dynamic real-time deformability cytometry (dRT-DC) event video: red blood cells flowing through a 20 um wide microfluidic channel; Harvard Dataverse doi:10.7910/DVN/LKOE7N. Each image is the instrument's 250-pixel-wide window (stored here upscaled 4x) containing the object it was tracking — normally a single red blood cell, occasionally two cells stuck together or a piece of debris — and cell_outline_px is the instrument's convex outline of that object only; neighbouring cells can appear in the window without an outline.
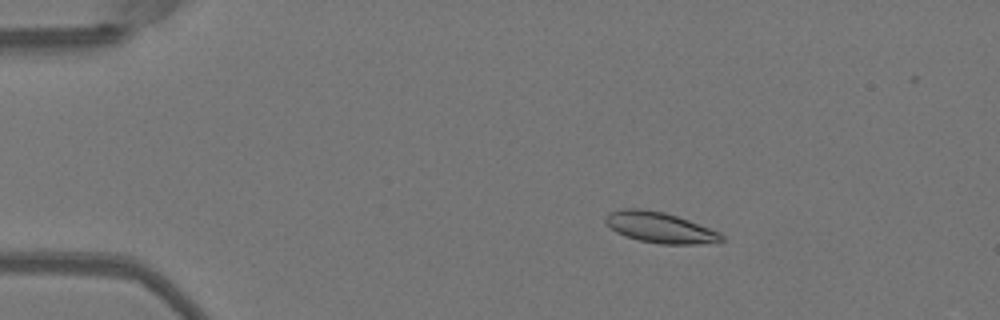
{"species": "Egyptian fruit bat (a non-hibernating species)", "species_latin": "Rousettus aegyptiacus", "temperature_condition": "warm", "stored_images_in_passage": 43, "camera_frame_rate_fps": 3000, "um_per_image_px": 0.085, "animal": {"sex": "female"}, "frame": {"image": 1, "passage_image": 1, "time_ms": 0.0, "image_size_px": [1000, 320], "cell_outline_px": [[724, 240], [720, 244], [660, 244], [640, 240], [624, 236], [616, 232], [604, 220], [604, 216], [608, 212], [624, 208], [640, 208], [664, 212], [688, 220], [720, 232], [724, 236]], "centroid_in_image_um": [56.13, 19.35], "position_along_channel_um": 28.9, "area_um2": 20.98}}
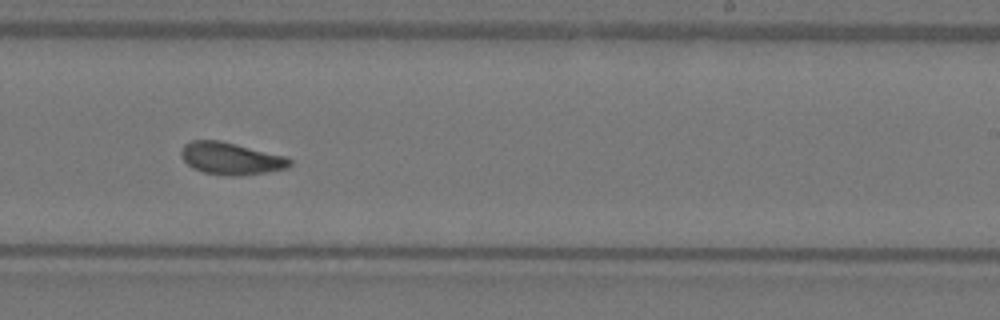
{"frame": {"image": 2, "passage_image": 24, "time_ms": 7.667, "image_size_px": [1000, 320], "cell_outline_px": [[292, 164], [288, 168], [240, 176], [228, 176], [204, 172], [192, 168], [180, 156], [180, 152], [184, 144], [192, 140], [220, 140], [288, 156], [292, 160]], "centroid_in_image_um": [19.64, 13.46], "position_along_channel_um": 269.4, "area_um2": 20.58}}
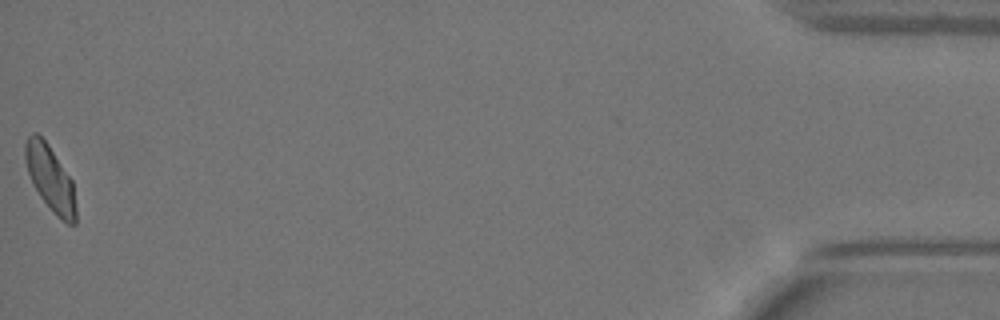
{"frame": {"image": 3, "passage_image": 43, "time_ms": 14.0, "image_size_px": [1000, 320], "cell_outline_px": [[76, 224], [68, 224], [60, 220], [52, 212], [40, 196], [28, 172], [24, 160], [24, 144], [28, 136], [32, 132], [36, 132], [48, 144], [72, 180], [76, 208]], "centroid_in_image_um": [4.27, 15.17], "position_along_channel_um": 430.9, "area_um2": 19.31}, "authors_computed_cell_mechanics": {"area_um2": 19.941, "velocity_mm_per_s": 4.0142, "shape_relaxation_time_tau1_ms": 4.7973, "shape_relaxation_time_tau2_ms": 2.5244, "deformation_change_tau1": 0.1532, "deformation_change_tau2": 0.0842}}